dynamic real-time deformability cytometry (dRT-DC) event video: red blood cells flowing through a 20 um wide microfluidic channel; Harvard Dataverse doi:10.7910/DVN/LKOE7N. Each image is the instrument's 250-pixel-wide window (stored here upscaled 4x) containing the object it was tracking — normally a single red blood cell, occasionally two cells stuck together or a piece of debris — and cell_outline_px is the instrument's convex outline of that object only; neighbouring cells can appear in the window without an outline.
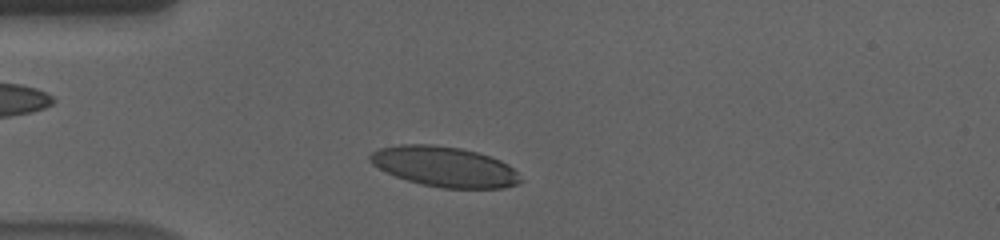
{"species": "human", "species_latin": "Homo sapiens", "temperature_condition": "cold", "stored_images_in_passage": 40, "camera_frame_rate_fps": 3000, "um_per_image_px": 0.085, "donor": {"sex": "male"}, "frame": {"image": 1, "passage_image": 6, "time_ms": 1.667, "image_size_px": [1000, 240], "cell_outline_px": [[524, 180], [516, 184], [504, 188], [440, 188], [420, 184], [396, 176], [372, 164], [368, 160], [368, 156], [372, 152], [380, 148], [400, 144], [432, 144], [460, 148], [476, 152], [500, 160], [508, 164]], "centroid_in_image_um": [37.78, 14.17], "position_along_channel_um": 47.2, "area_um2": 35.14}}
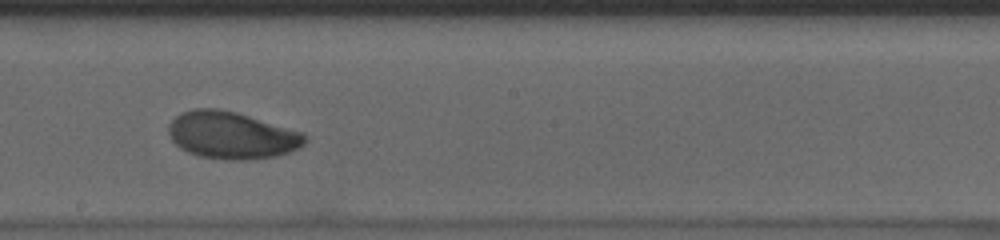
{"frame": {"image": 2, "passage_image": 23, "time_ms": 7.333, "image_size_px": [1000, 240], "cell_outline_px": [[308, 136], [304, 144], [288, 152], [276, 156], [256, 160], [224, 160], [200, 156], [188, 152], [180, 148], [172, 140], [168, 132], [168, 124], [180, 112], [192, 108], [216, 108], [236, 112], [304, 132]], "centroid_in_image_um": [19.69, 11.5], "position_along_channel_um": 228.5, "area_um2": 37.8}}
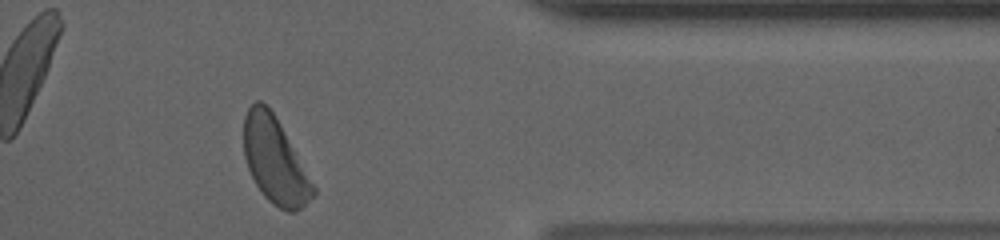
{"frame": {"image": 3, "passage_image": 38, "time_ms": 12.333, "image_size_px": [1000, 240], "cell_outline_px": [[316, 192], [300, 208], [292, 212], [288, 212], [272, 204], [264, 196], [256, 184], [248, 168], [244, 156], [244, 116], [248, 108], [256, 100], [260, 100], [272, 112], [280, 124], [316, 188]], "centroid_in_image_um": [23.34, 13.65], "position_along_channel_um": 388.1, "area_um2": 34.1}, "authors_computed_cell_mechanics": {"area_um2": 36.1539, "velocity_mm_per_s": 3.5281, "shape_relaxation_time_tau1_ms": 4.1413, "shape_relaxation_time_tau2_ms": null, "deformation_change_tau1": 0.1511, "deformation_change_tau2": null}}